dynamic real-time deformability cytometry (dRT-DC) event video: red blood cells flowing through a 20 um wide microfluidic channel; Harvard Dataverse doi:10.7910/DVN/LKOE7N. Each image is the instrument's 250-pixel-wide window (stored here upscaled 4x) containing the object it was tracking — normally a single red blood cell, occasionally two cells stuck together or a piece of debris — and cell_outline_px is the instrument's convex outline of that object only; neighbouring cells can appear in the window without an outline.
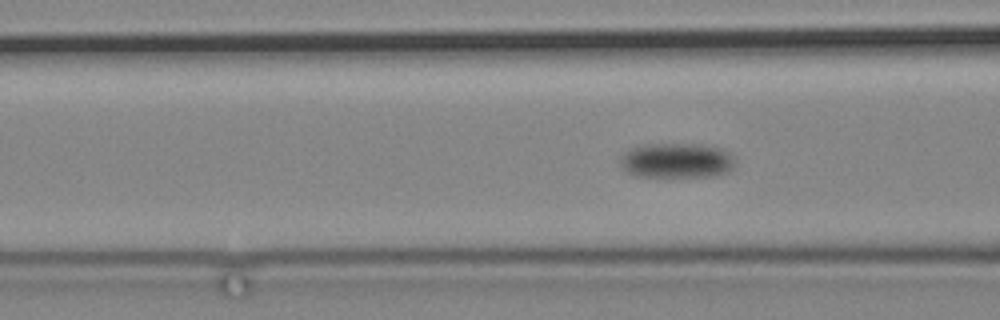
{"species": "common noctule bat (a hibernating species)", "species_latin": "Nyctalus noctula", "temperature_condition": "cold", "stored_images_in_passage": 97, "camera_frame_rate_fps": 3000, "um_per_image_px": 0.085, "animal": {"sex": "male", "body_mass_g": 19.2, "forearm_length_mm": 51.8}, "frame": {"image": 1, "passage_image": 49, "time_ms": 16.0, "image_size_px": [1000, 320], "cell_outline_px": [[736, 160], [732, 168], [728, 172], [708, 176], [636, 176], [628, 172], [620, 164], [620, 156], [628, 148], [644, 144], [700, 144], [720, 148], [728, 152]], "centroid_in_image_um": [57.49, 13.63], "position_along_channel_um": 109.1, "area_um2": 23.41}}
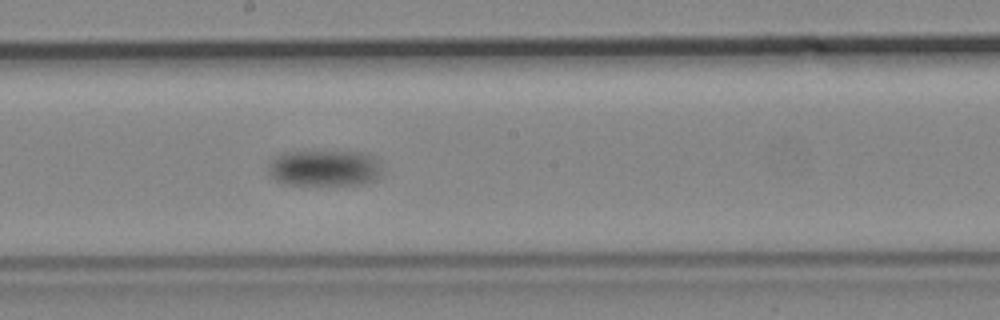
{"frame": {"image": 2, "passage_image": 62, "time_ms": 20.333, "image_size_px": [1000, 320], "cell_outline_px": [[380, 176], [376, 180], [360, 184], [284, 184], [276, 180], [268, 172], [268, 164], [280, 152], [360, 152], [372, 156], [376, 160], [380, 172]], "centroid_in_image_um": [27.53, 14.29], "position_along_channel_um": 220.7, "area_um2": 23.64}}
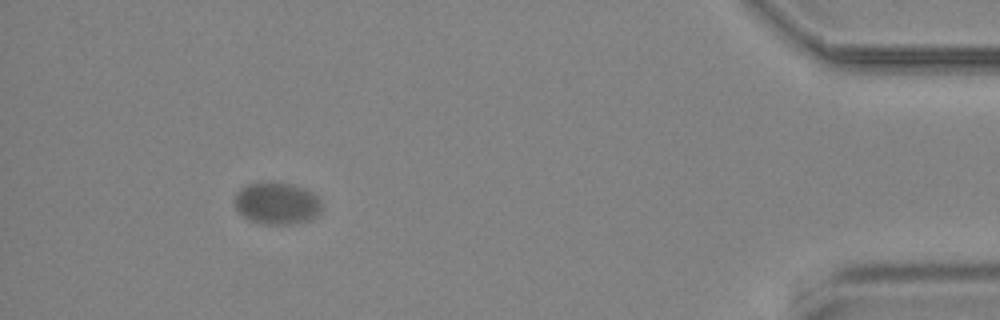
{"frame": {"image": 3, "passage_image": 91, "time_ms": 30.0, "image_size_px": [1000, 320], "cell_outline_px": [[320, 212], [316, 216], [308, 220], [288, 224], [260, 224], [248, 220], [236, 208], [236, 192], [240, 188], [248, 184], [272, 180], [296, 184], [312, 192], [320, 200]], "centroid_in_image_um": [23.53, 17.25], "position_along_channel_um": 411.7, "area_um2": 21.56}}